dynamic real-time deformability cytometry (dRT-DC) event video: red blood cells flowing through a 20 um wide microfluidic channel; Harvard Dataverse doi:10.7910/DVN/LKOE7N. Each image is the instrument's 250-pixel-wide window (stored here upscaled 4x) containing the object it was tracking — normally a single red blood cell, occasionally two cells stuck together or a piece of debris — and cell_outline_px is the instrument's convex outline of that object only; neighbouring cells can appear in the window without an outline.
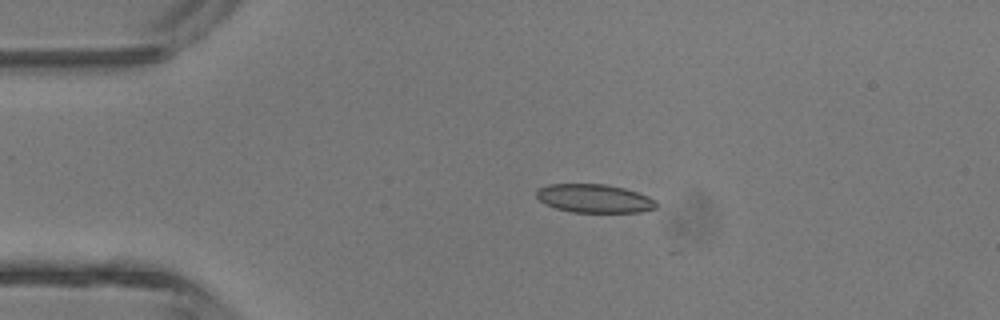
{"species": "common noctule bat (a hibernating species)", "species_latin": "Nyctalus noctula", "temperature_condition": "room temperature", "stored_images_in_passage": 3, "camera_frame_rate_fps": 3000, "um_per_image_px": 0.085, "animal": {"sex": "male", "body_mass_g": 13.3}, "frame": {"image": 1, "passage_image": 1, "time_ms": 0.0, "image_size_px": [1000, 320], "cell_outline_px": [[656, 208], [640, 212], [572, 212], [556, 208], [544, 204], [536, 196], [536, 188], [548, 184], [604, 184], [624, 188], [648, 196], [656, 200]], "centroid_in_image_um": [50.48, 16.86], "position_along_channel_um": 34.5, "area_um2": 19.94}}